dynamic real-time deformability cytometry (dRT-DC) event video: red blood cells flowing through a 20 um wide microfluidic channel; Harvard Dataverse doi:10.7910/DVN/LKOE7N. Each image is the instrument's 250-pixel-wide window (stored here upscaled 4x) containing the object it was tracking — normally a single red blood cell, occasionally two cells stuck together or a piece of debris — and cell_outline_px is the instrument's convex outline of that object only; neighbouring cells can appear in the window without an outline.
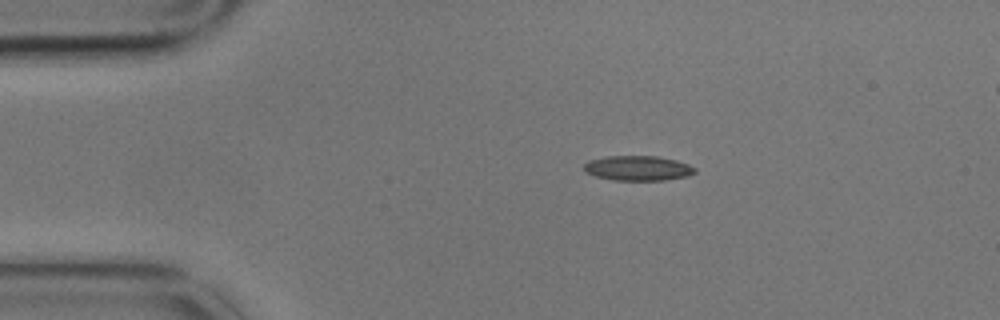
{"species": "common noctule bat (a hibernating species)", "species_latin": "Nyctalus noctula", "temperature_condition": "cold", "stored_images_in_passage": 3, "segment_of_instrument_passage": [1, 2], "camera_frame_rate_fps": 3000, "um_per_image_px": 0.085, "animal": {"sex": "male", "body_mass_g": 17.9}, "frame": {"image": 1, "passage_image": 2, "time_ms": 0.333, "image_size_px": [1000, 320], "cell_outline_px": [[696, 172], [688, 176], [664, 180], [612, 180], [596, 176], [584, 172], [584, 164], [588, 160], [608, 156], [656, 156], [676, 160], [688, 164], [696, 168]], "centroid_in_image_um": [54.21, 14.29], "position_along_channel_um": 30.8, "area_um2": 16.13}}